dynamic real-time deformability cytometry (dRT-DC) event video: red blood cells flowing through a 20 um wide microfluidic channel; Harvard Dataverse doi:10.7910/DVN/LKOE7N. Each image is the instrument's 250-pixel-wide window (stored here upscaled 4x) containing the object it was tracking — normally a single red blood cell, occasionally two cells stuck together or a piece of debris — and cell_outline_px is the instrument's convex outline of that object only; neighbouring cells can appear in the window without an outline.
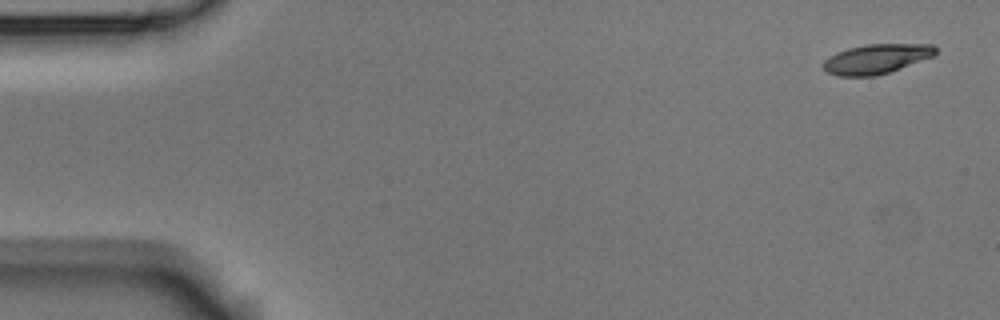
{"species": "Egyptian fruit bat (a non-hibernating species)", "species_latin": "Rousettus aegyptiacus", "temperature_condition": "room temperature", "stored_images_in_passage": 4, "camera_frame_rate_fps": 3000, "um_per_image_px": 0.085, "animal": {"sex": "male"}, "frame": {"image": 1, "passage_image": 1, "time_ms": 0.0, "image_size_px": [1000, 320], "cell_outline_px": [[936, 52], [932, 56], [900, 68], [876, 76], [836, 76], [828, 72], [824, 68], [824, 60], [836, 52], [848, 48], [864, 44], [932, 44], [936, 48]], "centroid_in_image_um": [74.46, 5.0], "position_along_channel_um": 10.5, "area_um2": 19.19}}
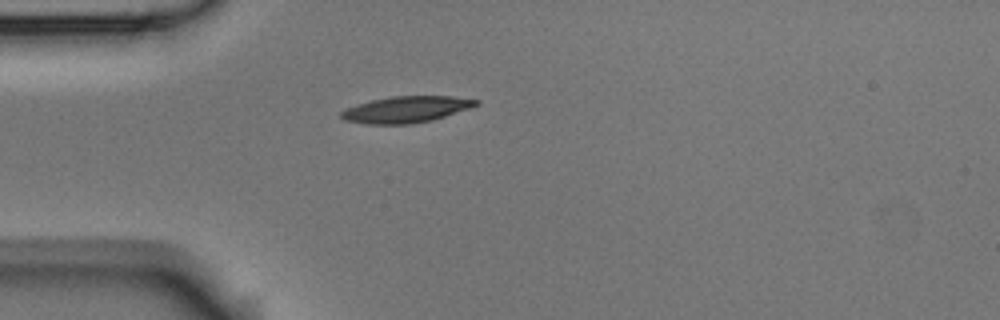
{"frame": {"image": 2, "passage_image": 4, "time_ms": 4.333, "image_size_px": [1000, 320], "cell_outline_px": [[480, 104], [472, 108], [432, 120], [412, 124], [368, 124], [344, 120], [340, 116], [340, 112], [348, 108], [372, 100], [392, 96], [452, 96], [480, 100]], "centroid_in_image_um": [34.59, 9.3], "position_along_channel_um": 50.4, "area_um2": 20.69}}